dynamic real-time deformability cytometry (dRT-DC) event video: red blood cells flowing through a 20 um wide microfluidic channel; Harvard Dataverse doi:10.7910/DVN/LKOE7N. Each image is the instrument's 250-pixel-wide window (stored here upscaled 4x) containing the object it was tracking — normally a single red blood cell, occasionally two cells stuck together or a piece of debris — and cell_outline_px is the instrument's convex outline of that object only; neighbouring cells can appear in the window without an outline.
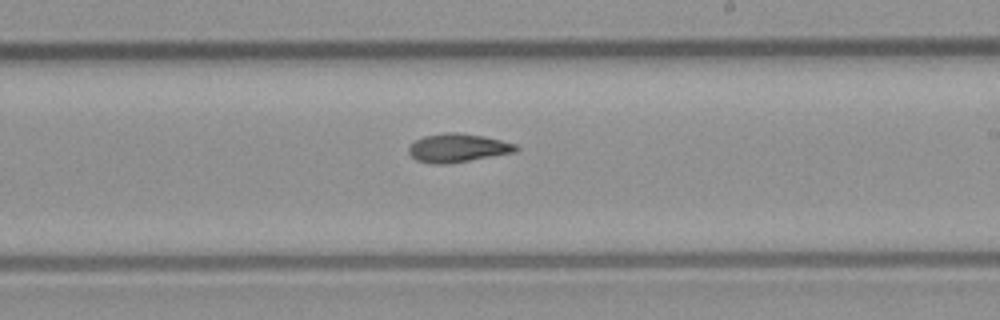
{"species": "common noctule bat (a hibernating species)", "species_latin": "Nyctalus noctula", "temperature_condition": "room temperature", "stored_images_in_passage": 7, "camera_frame_rate_fps": 3000, "um_per_image_px": 0.085, "animal": {"sex": "male", "body_mass_g": 23.1, "forearm_length_mm": 52.7}, "frame": {"image": 1, "passage_image": 7, "time_ms": 6.667, "image_size_px": [1000, 320], "cell_outline_px": [[520, 148], [516, 152], [452, 164], [432, 164], [416, 160], [408, 152], [408, 148], [416, 140], [424, 136], [444, 132], [456, 132], [484, 136], [516, 144]], "centroid_in_image_um": [38.93, 12.58], "position_along_channel_um": 250.1, "area_um2": 18.03}}